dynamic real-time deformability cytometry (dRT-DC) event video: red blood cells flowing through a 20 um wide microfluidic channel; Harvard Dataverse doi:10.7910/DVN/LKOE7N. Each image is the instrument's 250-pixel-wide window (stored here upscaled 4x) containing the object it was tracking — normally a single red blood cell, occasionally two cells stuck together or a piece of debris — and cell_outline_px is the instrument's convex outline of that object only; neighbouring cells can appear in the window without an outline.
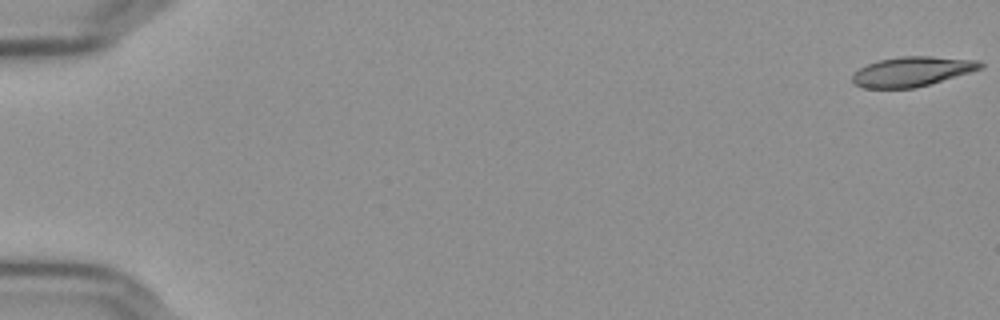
{"species": "Egyptian fruit bat (a non-hibernating species)", "species_latin": "Rousettus aegyptiacus", "temperature_condition": "cold", "stored_images_in_passage": 8, "camera_frame_rate_fps": 3000, "um_per_image_px": 0.085, "frame": {"image": 1, "passage_image": 1, "time_ms": 0.0, "image_size_px": [1000, 320], "cell_outline_px": [[984, 68], [916, 88], [864, 88], [856, 84], [852, 80], [852, 72], [868, 64], [880, 60], [900, 56], [932, 56], [980, 60], [984, 64]], "centroid_in_image_um": [77.56, 6.07], "position_along_channel_um": 7.4, "area_um2": 22.25}}